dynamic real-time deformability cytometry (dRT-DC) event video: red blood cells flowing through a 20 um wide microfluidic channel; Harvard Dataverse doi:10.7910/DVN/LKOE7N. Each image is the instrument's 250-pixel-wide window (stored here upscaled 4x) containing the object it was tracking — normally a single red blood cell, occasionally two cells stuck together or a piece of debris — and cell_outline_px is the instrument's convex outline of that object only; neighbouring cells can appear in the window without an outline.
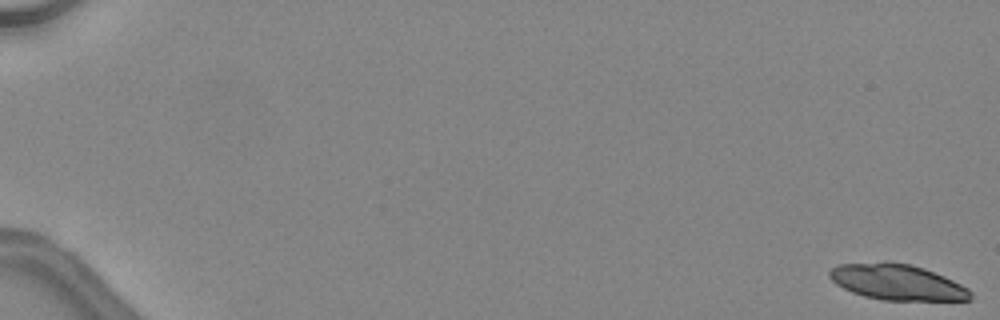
{"species": "common noctule bat (a hibernating species)", "species_latin": "Nyctalus noctula", "temperature_condition": "warm", "stored_images_in_passage": 25, "camera_frame_rate_fps": 3000, "um_per_image_px": 0.085, "animal": {"sex": "female", "body_mass_g": 24.6, "forearm_length_mm": 56.2}, "frame": {"image": 1, "passage_image": 1, "time_ms": 0.0, "image_size_px": [1000, 320], "cell_outline_px": [[972, 300], [884, 300], [864, 296], [852, 292], [836, 284], [828, 276], [828, 272], [832, 268], [840, 264], [912, 264], [924, 268], [944, 276], [968, 288], [972, 292]], "centroid_in_image_um": [76.3, 24.02], "position_along_channel_um": 8.7, "area_um2": 28.61}}
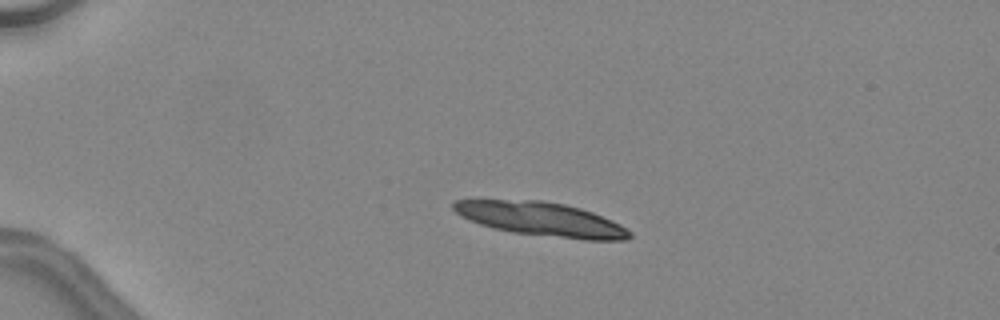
{"frame": {"image": 2, "passage_image": 13, "time_ms": 4.0, "image_size_px": [1000, 320], "cell_outline_px": [[632, 236], [628, 240], [584, 240], [512, 232], [492, 228], [468, 220], [460, 216], [452, 208], [452, 204], [456, 200], [544, 200], [564, 204], [580, 208], [592, 212], [612, 220], [620, 224], [632, 232]], "centroid_in_image_um": [46.02, 18.63], "position_along_channel_um": 39.0, "area_um2": 34.85}}